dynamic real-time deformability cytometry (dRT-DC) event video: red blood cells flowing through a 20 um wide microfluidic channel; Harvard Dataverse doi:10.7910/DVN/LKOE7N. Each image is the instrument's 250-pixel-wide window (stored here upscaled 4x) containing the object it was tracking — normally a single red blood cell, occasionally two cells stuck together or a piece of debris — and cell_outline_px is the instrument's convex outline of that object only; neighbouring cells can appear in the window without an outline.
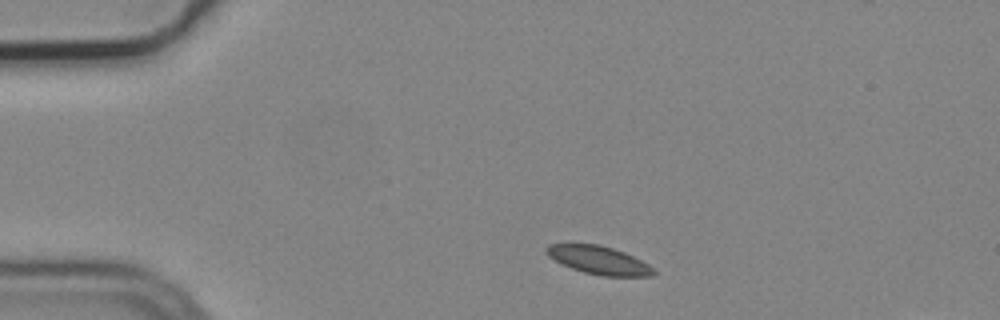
{"species": "common noctule bat (a hibernating species)", "species_latin": "Nyctalus noctula", "temperature_condition": "cold", "stored_images_in_passage": 6, "camera_frame_rate_fps": 3000, "um_per_image_px": 0.085, "animal": {"sex": "male", "body_mass_g": 19.2, "forearm_length_mm": 51.8}, "frame": {"image": 1, "passage_image": 1, "time_ms": 0.0, "image_size_px": [1000, 320], "cell_outline_px": [[656, 272], [652, 276], [604, 276], [584, 272], [572, 268], [548, 256], [544, 252], [544, 248], [548, 244], [572, 240], [600, 244], [624, 252], [648, 264]], "centroid_in_image_um": [50.79, 22.04], "position_along_channel_um": 34.2, "area_um2": 18.15}}
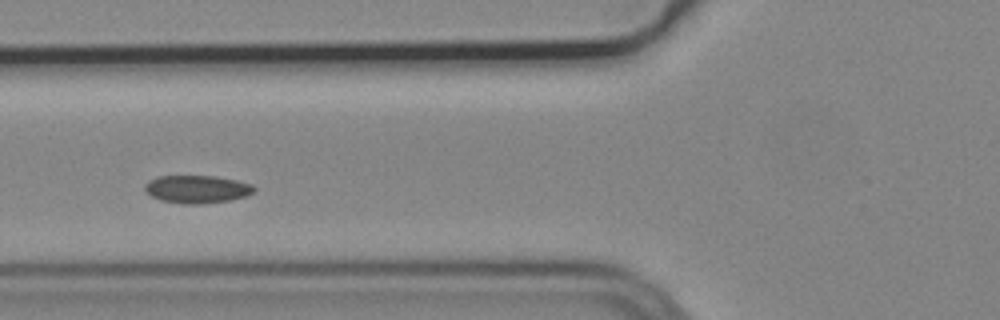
{"frame": {"image": 2, "passage_image": 4, "time_ms": 1.0, "image_size_px": [1000, 320], "cell_outline_px": [[256, 188], [248, 196], [228, 200], [200, 204], [184, 204], [160, 200], [152, 196], [144, 188], [144, 184], [148, 180], [156, 176], [216, 176], [236, 180], [252, 184]], "centroid_in_image_um": [16.74, 16.07], "position_along_channel_um": 109.1, "area_um2": 17.74}}
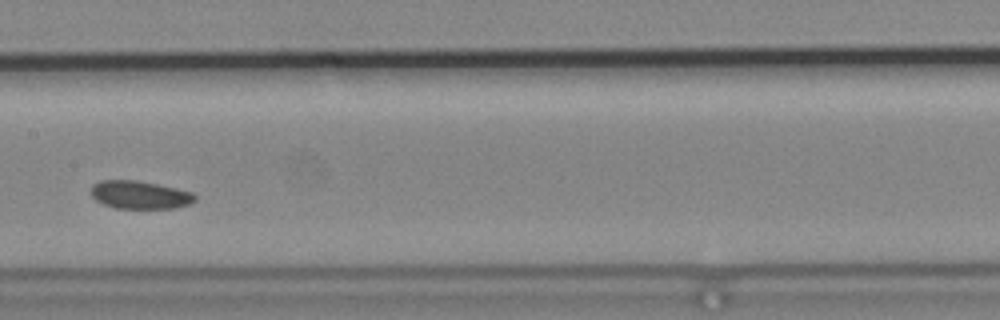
{"frame": {"image": 3, "passage_image": 6, "time_ms": 1.667, "image_size_px": [1000, 320], "cell_outline_px": [[196, 200], [188, 204], [172, 208], [116, 208], [104, 204], [96, 200], [92, 196], [92, 184], [100, 180], [136, 180], [156, 184], [192, 192], [196, 196]], "centroid_in_image_um": [11.86, 16.55], "position_along_channel_um": 195.5, "area_um2": 16.76}}